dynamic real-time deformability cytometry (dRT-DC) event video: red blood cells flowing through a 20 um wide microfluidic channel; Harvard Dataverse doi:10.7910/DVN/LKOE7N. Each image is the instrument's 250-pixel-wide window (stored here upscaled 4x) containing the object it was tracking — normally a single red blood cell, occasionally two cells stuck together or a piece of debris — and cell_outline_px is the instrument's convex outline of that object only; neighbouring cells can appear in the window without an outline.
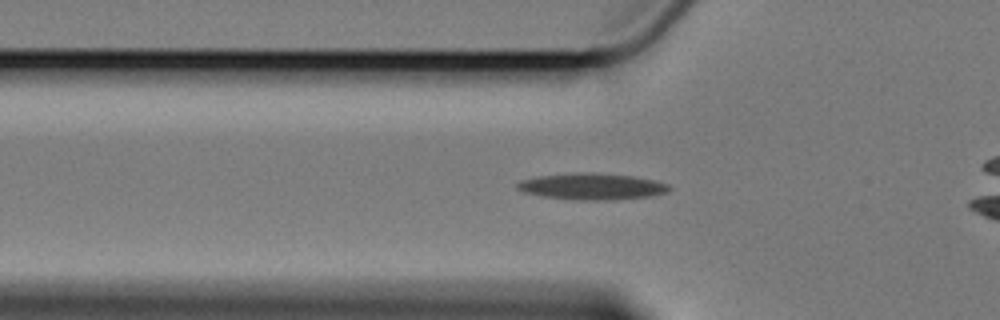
{"species": "Egyptian fruit bat (a non-hibernating species)", "species_latin": "Rousettus aegyptiacus", "temperature_condition": "cold", "stored_images_in_passage": 38, "camera_frame_rate_fps": 3000, "um_per_image_px": 0.085, "animal": {"sex": "female"}, "frame": {"image": 1, "passage_image": 6, "time_ms": 1.667, "image_size_px": [1000, 320], "cell_outline_px": [[672, 188], [668, 192], [652, 196], [616, 200], [572, 200], [540, 196], [524, 192], [516, 188], [516, 184], [520, 180], [540, 176], [580, 172], [596, 172], [632, 176], [652, 180], [668, 184]], "centroid_in_image_um": [50.32, 15.86], "position_along_channel_um": 75.5, "area_um2": 23.64}}
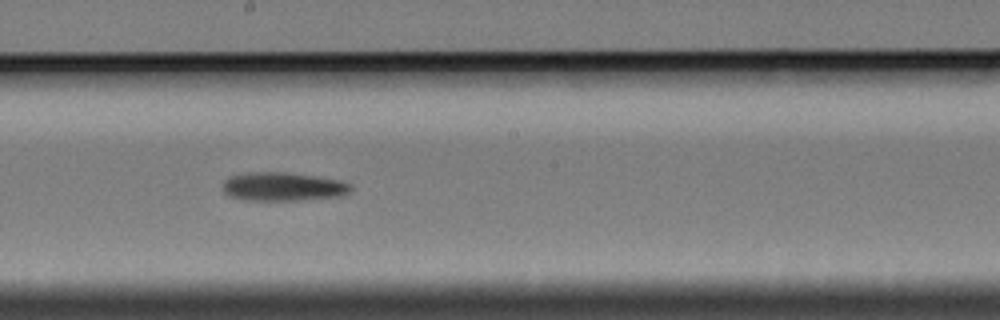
{"frame": {"image": 2, "passage_image": 19, "time_ms": 6.0, "image_size_px": [1000, 320], "cell_outline_px": [[352, 188], [344, 196], [296, 200], [244, 200], [228, 196], [224, 192], [224, 180], [232, 176], [248, 172], [284, 172], [340, 180], [352, 184]], "centroid_in_image_um": [24.06, 15.87], "position_along_channel_um": 224.1, "area_um2": 21.27}}
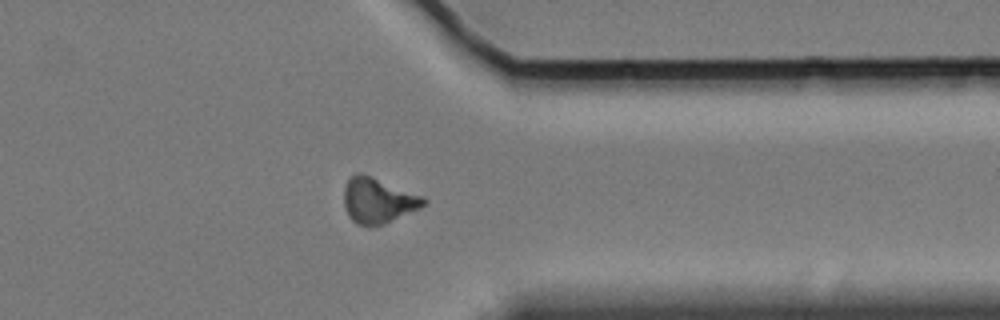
{"frame": {"image": 3, "passage_image": 33, "time_ms": 10.667, "image_size_px": [1000, 320], "cell_outline_px": [[428, 200], [420, 208], [384, 224], [368, 228], [356, 224], [348, 216], [344, 208], [344, 188], [348, 180], [356, 172], [360, 172], [372, 176], [424, 196]], "centroid_in_image_um": [32.11, 17.06], "position_along_channel_um": 379.3, "area_um2": 21.39}}